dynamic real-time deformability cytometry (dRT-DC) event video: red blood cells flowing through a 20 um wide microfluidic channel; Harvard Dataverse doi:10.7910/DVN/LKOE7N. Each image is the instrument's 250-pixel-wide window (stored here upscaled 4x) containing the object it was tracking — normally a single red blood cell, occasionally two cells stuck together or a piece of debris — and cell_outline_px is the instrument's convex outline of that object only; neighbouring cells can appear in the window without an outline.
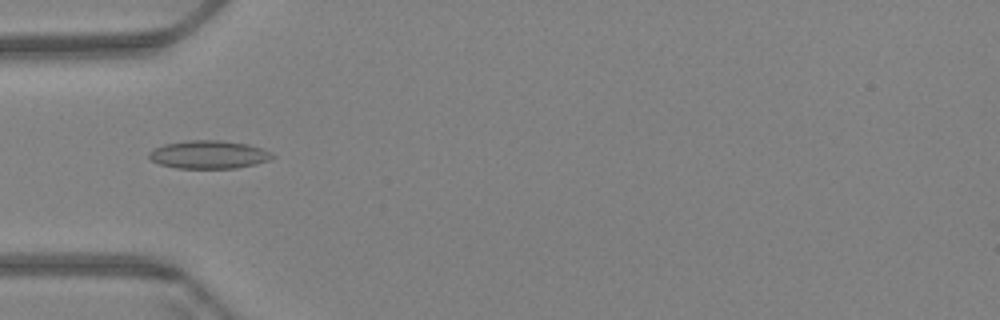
{"species": "Egyptian fruit bat (a non-hibernating species)", "species_latin": "Rousettus aegyptiacus", "temperature_condition": "warm", "stored_images_in_passage": 46, "camera_frame_rate_fps": 3000, "um_per_image_px": 0.085, "animal": {"sex": "female"}, "frame": {"image": 1, "passage_image": 5, "time_ms": 1.333, "image_size_px": [1000, 320], "cell_outline_px": [[276, 156], [272, 160], [256, 164], [236, 168], [176, 168], [160, 164], [152, 160], [148, 156], [148, 152], [164, 144], [188, 140], [220, 140], [248, 144], [272, 152]], "centroid_in_image_um": [17.79, 13.14], "position_along_channel_um": 67.2, "area_um2": 20.29}}
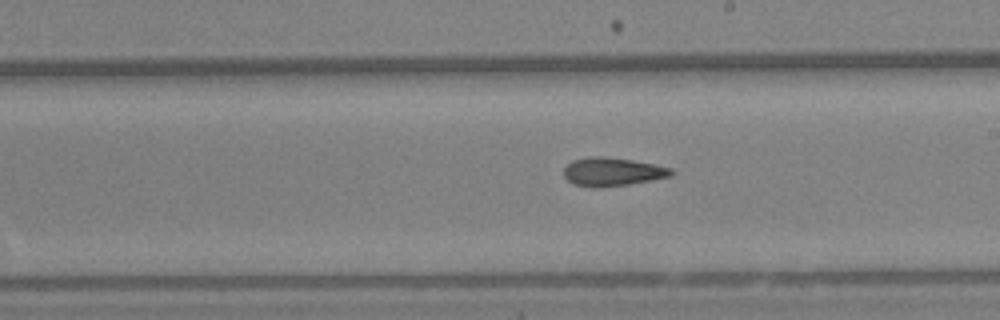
{"frame": {"image": 2, "passage_image": 20, "time_ms": 6.333, "image_size_px": [1000, 320], "cell_outline_px": [[676, 172], [672, 176], [652, 180], [628, 184], [596, 188], [572, 184], [564, 176], [564, 168], [572, 160], [588, 156], [600, 156], [632, 160], [672, 168]], "centroid_in_image_um": [52.05, 14.6], "position_along_channel_um": 236.9, "area_um2": 17.86}}
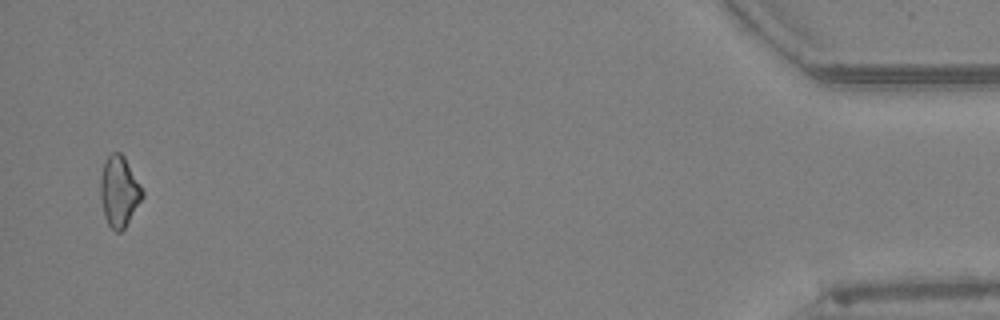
{"frame": {"image": 3, "passage_image": 44, "time_ms": 14.333, "image_size_px": [1000, 320], "cell_outline_px": [[144, 196], [124, 228], [120, 232], [116, 232], [108, 224], [104, 216], [100, 196], [100, 176], [104, 160], [112, 152], [120, 152], [124, 156], [140, 184], [144, 192]], "centroid_in_image_um": [10.11, 16.25], "position_along_channel_um": 425.1, "area_um2": 17.28}, "authors_computed_cell_mechanics": {"area_um2": 17.4845, "velocity_mm_per_s": 3.4152, "shape_relaxation_time_tau1_ms": null, "shape_relaxation_time_tau2_ms": 8.0714, "deformation_change_tau1": null, "deformation_change_tau2": 0.1651}}